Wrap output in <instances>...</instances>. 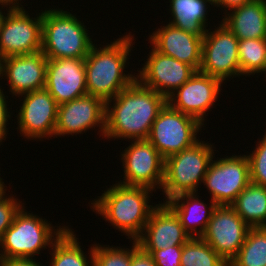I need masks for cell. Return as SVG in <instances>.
I'll list each match as a JSON object with an SVG mask.
<instances>
[{
  "label": "cell",
  "mask_w": 266,
  "mask_h": 266,
  "mask_svg": "<svg viewBox=\"0 0 266 266\" xmlns=\"http://www.w3.org/2000/svg\"><path fill=\"white\" fill-rule=\"evenodd\" d=\"M216 29L206 30L202 41L200 72L222 80L242 78L238 56V38L218 21ZM212 30V31H211Z\"/></svg>",
  "instance_id": "obj_8"
},
{
  "label": "cell",
  "mask_w": 266,
  "mask_h": 266,
  "mask_svg": "<svg viewBox=\"0 0 266 266\" xmlns=\"http://www.w3.org/2000/svg\"><path fill=\"white\" fill-rule=\"evenodd\" d=\"M93 266H131V247L93 244Z\"/></svg>",
  "instance_id": "obj_29"
},
{
  "label": "cell",
  "mask_w": 266,
  "mask_h": 266,
  "mask_svg": "<svg viewBox=\"0 0 266 266\" xmlns=\"http://www.w3.org/2000/svg\"><path fill=\"white\" fill-rule=\"evenodd\" d=\"M43 263L38 262L36 257L33 259L30 258H9V259H0V266H45Z\"/></svg>",
  "instance_id": "obj_35"
},
{
  "label": "cell",
  "mask_w": 266,
  "mask_h": 266,
  "mask_svg": "<svg viewBox=\"0 0 266 266\" xmlns=\"http://www.w3.org/2000/svg\"><path fill=\"white\" fill-rule=\"evenodd\" d=\"M223 84L225 83L216 77L196 71L187 82L167 97V104L174 110L196 118L205 126L208 116L206 113L215 106Z\"/></svg>",
  "instance_id": "obj_13"
},
{
  "label": "cell",
  "mask_w": 266,
  "mask_h": 266,
  "mask_svg": "<svg viewBox=\"0 0 266 266\" xmlns=\"http://www.w3.org/2000/svg\"><path fill=\"white\" fill-rule=\"evenodd\" d=\"M42 9V48L48 59H85L97 41L81 18L60 8ZM89 31V32H88Z\"/></svg>",
  "instance_id": "obj_4"
},
{
  "label": "cell",
  "mask_w": 266,
  "mask_h": 266,
  "mask_svg": "<svg viewBox=\"0 0 266 266\" xmlns=\"http://www.w3.org/2000/svg\"><path fill=\"white\" fill-rule=\"evenodd\" d=\"M204 127L196 118L166 104L153 122L147 140L166 159L196 143Z\"/></svg>",
  "instance_id": "obj_7"
},
{
  "label": "cell",
  "mask_w": 266,
  "mask_h": 266,
  "mask_svg": "<svg viewBox=\"0 0 266 266\" xmlns=\"http://www.w3.org/2000/svg\"><path fill=\"white\" fill-rule=\"evenodd\" d=\"M36 17L25 7L11 8L0 29V59L35 53L42 48V10Z\"/></svg>",
  "instance_id": "obj_11"
},
{
  "label": "cell",
  "mask_w": 266,
  "mask_h": 266,
  "mask_svg": "<svg viewBox=\"0 0 266 266\" xmlns=\"http://www.w3.org/2000/svg\"><path fill=\"white\" fill-rule=\"evenodd\" d=\"M131 33L129 31L110 43L105 44L103 41L102 47L97 43L92 45L84 59L86 88L89 95L98 97L106 103L136 80L135 72L124 70L130 63V53L131 50L134 51L133 45L136 41L135 33L133 35Z\"/></svg>",
  "instance_id": "obj_2"
},
{
  "label": "cell",
  "mask_w": 266,
  "mask_h": 266,
  "mask_svg": "<svg viewBox=\"0 0 266 266\" xmlns=\"http://www.w3.org/2000/svg\"><path fill=\"white\" fill-rule=\"evenodd\" d=\"M1 3H4L12 8L17 7H23L22 3H24L22 0H0ZM21 2V3H20Z\"/></svg>",
  "instance_id": "obj_38"
},
{
  "label": "cell",
  "mask_w": 266,
  "mask_h": 266,
  "mask_svg": "<svg viewBox=\"0 0 266 266\" xmlns=\"http://www.w3.org/2000/svg\"><path fill=\"white\" fill-rule=\"evenodd\" d=\"M3 90H5L4 87L0 85V146L3 145L2 143L8 138L9 127L7 128V126L10 124L8 122L12 119L11 117L14 114L10 112L11 110L8 108L10 105L8 104L10 101L7 100L9 96H7V92L5 91L4 93Z\"/></svg>",
  "instance_id": "obj_33"
},
{
  "label": "cell",
  "mask_w": 266,
  "mask_h": 266,
  "mask_svg": "<svg viewBox=\"0 0 266 266\" xmlns=\"http://www.w3.org/2000/svg\"><path fill=\"white\" fill-rule=\"evenodd\" d=\"M1 172V170H0ZM1 176V174H0ZM4 179L0 177V201L5 198L8 194L6 193L7 191V186L4 184Z\"/></svg>",
  "instance_id": "obj_39"
},
{
  "label": "cell",
  "mask_w": 266,
  "mask_h": 266,
  "mask_svg": "<svg viewBox=\"0 0 266 266\" xmlns=\"http://www.w3.org/2000/svg\"><path fill=\"white\" fill-rule=\"evenodd\" d=\"M190 238L175 212L161 200L136 241L144 250H161L183 246Z\"/></svg>",
  "instance_id": "obj_19"
},
{
  "label": "cell",
  "mask_w": 266,
  "mask_h": 266,
  "mask_svg": "<svg viewBox=\"0 0 266 266\" xmlns=\"http://www.w3.org/2000/svg\"><path fill=\"white\" fill-rule=\"evenodd\" d=\"M152 189L126 186L119 183L109 185L91 201L90 209L102 217L130 240H136L143 232L152 211L157 207L150 203ZM152 194V195H151Z\"/></svg>",
  "instance_id": "obj_3"
},
{
  "label": "cell",
  "mask_w": 266,
  "mask_h": 266,
  "mask_svg": "<svg viewBox=\"0 0 266 266\" xmlns=\"http://www.w3.org/2000/svg\"><path fill=\"white\" fill-rule=\"evenodd\" d=\"M181 266H228V263L201 237L190 238L184 245Z\"/></svg>",
  "instance_id": "obj_28"
},
{
  "label": "cell",
  "mask_w": 266,
  "mask_h": 266,
  "mask_svg": "<svg viewBox=\"0 0 266 266\" xmlns=\"http://www.w3.org/2000/svg\"><path fill=\"white\" fill-rule=\"evenodd\" d=\"M131 241V266H156L151 254L145 251L136 240Z\"/></svg>",
  "instance_id": "obj_34"
},
{
  "label": "cell",
  "mask_w": 266,
  "mask_h": 266,
  "mask_svg": "<svg viewBox=\"0 0 266 266\" xmlns=\"http://www.w3.org/2000/svg\"><path fill=\"white\" fill-rule=\"evenodd\" d=\"M238 56L242 76L253 77L260 73L265 78L266 39L239 40Z\"/></svg>",
  "instance_id": "obj_27"
},
{
  "label": "cell",
  "mask_w": 266,
  "mask_h": 266,
  "mask_svg": "<svg viewBox=\"0 0 266 266\" xmlns=\"http://www.w3.org/2000/svg\"><path fill=\"white\" fill-rule=\"evenodd\" d=\"M249 229L230 205H218L201 238L229 264L245 242Z\"/></svg>",
  "instance_id": "obj_16"
},
{
  "label": "cell",
  "mask_w": 266,
  "mask_h": 266,
  "mask_svg": "<svg viewBox=\"0 0 266 266\" xmlns=\"http://www.w3.org/2000/svg\"><path fill=\"white\" fill-rule=\"evenodd\" d=\"M164 25V26H163ZM149 34L148 43L158 52L200 70L203 36L165 23Z\"/></svg>",
  "instance_id": "obj_20"
},
{
  "label": "cell",
  "mask_w": 266,
  "mask_h": 266,
  "mask_svg": "<svg viewBox=\"0 0 266 266\" xmlns=\"http://www.w3.org/2000/svg\"><path fill=\"white\" fill-rule=\"evenodd\" d=\"M73 230L68 227L47 250H51L48 266H93V244L90 249L88 248V254L84 252V247L80 245L79 238Z\"/></svg>",
  "instance_id": "obj_24"
},
{
  "label": "cell",
  "mask_w": 266,
  "mask_h": 266,
  "mask_svg": "<svg viewBox=\"0 0 266 266\" xmlns=\"http://www.w3.org/2000/svg\"><path fill=\"white\" fill-rule=\"evenodd\" d=\"M106 103L95 96L86 94L58 105L54 138L83 134L96 130L104 139ZM96 127V128H95Z\"/></svg>",
  "instance_id": "obj_14"
},
{
  "label": "cell",
  "mask_w": 266,
  "mask_h": 266,
  "mask_svg": "<svg viewBox=\"0 0 266 266\" xmlns=\"http://www.w3.org/2000/svg\"><path fill=\"white\" fill-rule=\"evenodd\" d=\"M45 89L58 105L88 94L84 59H48Z\"/></svg>",
  "instance_id": "obj_18"
},
{
  "label": "cell",
  "mask_w": 266,
  "mask_h": 266,
  "mask_svg": "<svg viewBox=\"0 0 266 266\" xmlns=\"http://www.w3.org/2000/svg\"><path fill=\"white\" fill-rule=\"evenodd\" d=\"M169 24L186 32L204 36L208 30L209 12L214 4L209 0H169ZM211 5V6H210ZM210 7V8H209ZM171 18V20H170Z\"/></svg>",
  "instance_id": "obj_23"
},
{
  "label": "cell",
  "mask_w": 266,
  "mask_h": 266,
  "mask_svg": "<svg viewBox=\"0 0 266 266\" xmlns=\"http://www.w3.org/2000/svg\"><path fill=\"white\" fill-rule=\"evenodd\" d=\"M258 138L252 153H247L249 160L250 182L266 187V131Z\"/></svg>",
  "instance_id": "obj_30"
},
{
  "label": "cell",
  "mask_w": 266,
  "mask_h": 266,
  "mask_svg": "<svg viewBox=\"0 0 266 266\" xmlns=\"http://www.w3.org/2000/svg\"><path fill=\"white\" fill-rule=\"evenodd\" d=\"M183 246L167 247L161 250H145L151 254L156 266H181Z\"/></svg>",
  "instance_id": "obj_32"
},
{
  "label": "cell",
  "mask_w": 266,
  "mask_h": 266,
  "mask_svg": "<svg viewBox=\"0 0 266 266\" xmlns=\"http://www.w3.org/2000/svg\"><path fill=\"white\" fill-rule=\"evenodd\" d=\"M210 2H212L213 4H215L216 3V0H209Z\"/></svg>",
  "instance_id": "obj_40"
},
{
  "label": "cell",
  "mask_w": 266,
  "mask_h": 266,
  "mask_svg": "<svg viewBox=\"0 0 266 266\" xmlns=\"http://www.w3.org/2000/svg\"><path fill=\"white\" fill-rule=\"evenodd\" d=\"M249 1L250 0H216L213 10H215V7H216V8L221 9L223 11V14H225L228 11L236 7H240Z\"/></svg>",
  "instance_id": "obj_36"
},
{
  "label": "cell",
  "mask_w": 266,
  "mask_h": 266,
  "mask_svg": "<svg viewBox=\"0 0 266 266\" xmlns=\"http://www.w3.org/2000/svg\"><path fill=\"white\" fill-rule=\"evenodd\" d=\"M223 17L221 22L238 40L266 39V0H250Z\"/></svg>",
  "instance_id": "obj_21"
},
{
  "label": "cell",
  "mask_w": 266,
  "mask_h": 266,
  "mask_svg": "<svg viewBox=\"0 0 266 266\" xmlns=\"http://www.w3.org/2000/svg\"><path fill=\"white\" fill-rule=\"evenodd\" d=\"M22 97V98H21ZM17 131L24 139L33 141L54 138L58 104L45 89L35 90L18 96Z\"/></svg>",
  "instance_id": "obj_12"
},
{
  "label": "cell",
  "mask_w": 266,
  "mask_h": 266,
  "mask_svg": "<svg viewBox=\"0 0 266 266\" xmlns=\"http://www.w3.org/2000/svg\"><path fill=\"white\" fill-rule=\"evenodd\" d=\"M223 156L214 155L203 185L217 205H231L250 183L249 160L246 154Z\"/></svg>",
  "instance_id": "obj_10"
},
{
  "label": "cell",
  "mask_w": 266,
  "mask_h": 266,
  "mask_svg": "<svg viewBox=\"0 0 266 266\" xmlns=\"http://www.w3.org/2000/svg\"><path fill=\"white\" fill-rule=\"evenodd\" d=\"M228 266H266V227L250 228Z\"/></svg>",
  "instance_id": "obj_26"
},
{
  "label": "cell",
  "mask_w": 266,
  "mask_h": 266,
  "mask_svg": "<svg viewBox=\"0 0 266 266\" xmlns=\"http://www.w3.org/2000/svg\"><path fill=\"white\" fill-rule=\"evenodd\" d=\"M120 153L123 180L115 181L126 186L146 187L156 192L164 181L165 159L148 140H129Z\"/></svg>",
  "instance_id": "obj_9"
},
{
  "label": "cell",
  "mask_w": 266,
  "mask_h": 266,
  "mask_svg": "<svg viewBox=\"0 0 266 266\" xmlns=\"http://www.w3.org/2000/svg\"><path fill=\"white\" fill-rule=\"evenodd\" d=\"M47 62L48 58L41 50L3 58L0 79H7L6 86L11 97L45 88Z\"/></svg>",
  "instance_id": "obj_17"
},
{
  "label": "cell",
  "mask_w": 266,
  "mask_h": 266,
  "mask_svg": "<svg viewBox=\"0 0 266 266\" xmlns=\"http://www.w3.org/2000/svg\"><path fill=\"white\" fill-rule=\"evenodd\" d=\"M22 202L23 201H20L16 195L14 196V194L11 193L0 201V243L4 236V232L13 223L15 215L24 206Z\"/></svg>",
  "instance_id": "obj_31"
},
{
  "label": "cell",
  "mask_w": 266,
  "mask_h": 266,
  "mask_svg": "<svg viewBox=\"0 0 266 266\" xmlns=\"http://www.w3.org/2000/svg\"><path fill=\"white\" fill-rule=\"evenodd\" d=\"M166 104L165 96L136 79L106 102L104 138L147 140L153 122Z\"/></svg>",
  "instance_id": "obj_1"
},
{
  "label": "cell",
  "mask_w": 266,
  "mask_h": 266,
  "mask_svg": "<svg viewBox=\"0 0 266 266\" xmlns=\"http://www.w3.org/2000/svg\"><path fill=\"white\" fill-rule=\"evenodd\" d=\"M198 194V192L182 193L165 202L178 216L191 238L203 235L218 206L212 199L206 204L204 200L201 201Z\"/></svg>",
  "instance_id": "obj_22"
},
{
  "label": "cell",
  "mask_w": 266,
  "mask_h": 266,
  "mask_svg": "<svg viewBox=\"0 0 266 266\" xmlns=\"http://www.w3.org/2000/svg\"><path fill=\"white\" fill-rule=\"evenodd\" d=\"M230 206L250 228L266 227V187L250 182Z\"/></svg>",
  "instance_id": "obj_25"
},
{
  "label": "cell",
  "mask_w": 266,
  "mask_h": 266,
  "mask_svg": "<svg viewBox=\"0 0 266 266\" xmlns=\"http://www.w3.org/2000/svg\"><path fill=\"white\" fill-rule=\"evenodd\" d=\"M215 143L199 139L192 146L165 159L163 203L182 193L198 192L215 151ZM165 199V201H164Z\"/></svg>",
  "instance_id": "obj_6"
},
{
  "label": "cell",
  "mask_w": 266,
  "mask_h": 266,
  "mask_svg": "<svg viewBox=\"0 0 266 266\" xmlns=\"http://www.w3.org/2000/svg\"><path fill=\"white\" fill-rule=\"evenodd\" d=\"M23 206L15 215L13 223L4 232L0 243V259L30 258L41 255L43 249L51 248L69 225L54 226L50 221Z\"/></svg>",
  "instance_id": "obj_5"
},
{
  "label": "cell",
  "mask_w": 266,
  "mask_h": 266,
  "mask_svg": "<svg viewBox=\"0 0 266 266\" xmlns=\"http://www.w3.org/2000/svg\"><path fill=\"white\" fill-rule=\"evenodd\" d=\"M0 7H1L0 8V29H1L3 20H4L5 16L7 15L6 11L9 12L12 7H10V6H8V5L4 4V3H1V2H0Z\"/></svg>",
  "instance_id": "obj_37"
},
{
  "label": "cell",
  "mask_w": 266,
  "mask_h": 266,
  "mask_svg": "<svg viewBox=\"0 0 266 266\" xmlns=\"http://www.w3.org/2000/svg\"><path fill=\"white\" fill-rule=\"evenodd\" d=\"M149 48V54L144 60L142 68L134 70L138 71L136 79L145 87L151 88L167 98L187 82L196 70L173 57L161 54L151 45Z\"/></svg>",
  "instance_id": "obj_15"
}]
</instances>
